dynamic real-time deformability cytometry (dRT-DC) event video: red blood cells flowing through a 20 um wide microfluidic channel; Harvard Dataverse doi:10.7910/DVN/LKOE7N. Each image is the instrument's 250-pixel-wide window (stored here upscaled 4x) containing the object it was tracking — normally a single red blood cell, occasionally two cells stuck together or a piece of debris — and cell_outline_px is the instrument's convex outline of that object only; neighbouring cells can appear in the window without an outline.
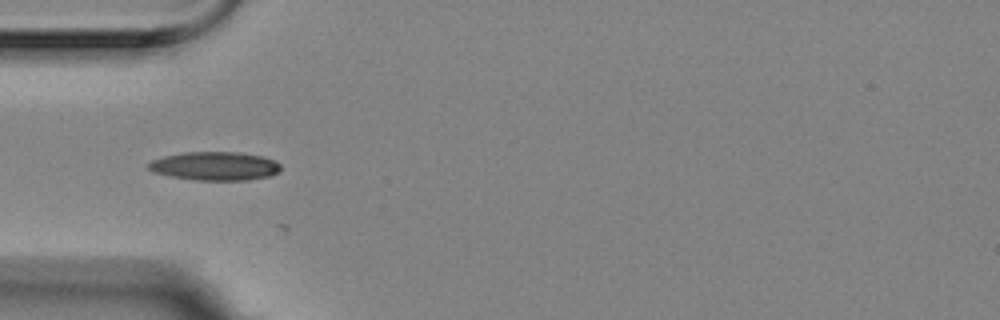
{"species": "Egyptian fruit bat (a non-hibernating species)", "species_latin": "Rousettus aegyptiacus", "temperature_condition": "room temperature", "stored_images_in_passage": 7, "camera_frame_rate_fps": 3000, "um_per_image_px": 0.085, "animal": {"sex": "female"}, "frame": {"image": 1, "passage_image": 3, "time_ms": 0.667, "image_size_px": [1000, 320], "cell_outline_px": [[280, 168], [276, 172], [268, 176], [248, 180], [196, 180], [172, 176], [152, 172], [148, 168], [148, 164], [152, 160], [164, 156], [184, 152], [240, 152], [260, 156], [272, 160], [280, 164]], "centroid_in_image_um": [18.23, 14.11], "position_along_channel_um": 66.8, "area_um2": 21.79}}
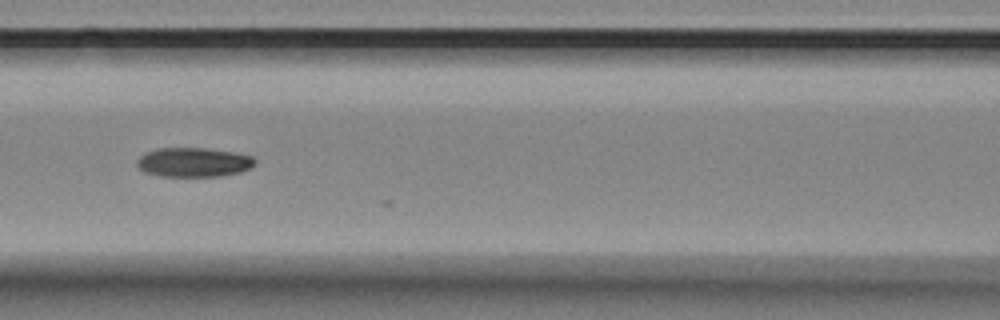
{"frame": {"image": 2, "passage_image": 5, "time_ms": 1.333, "image_size_px": [1000, 320], "cell_outline_px": [[256, 164], [252, 168], [240, 172], [220, 176], [160, 176], [144, 172], [136, 164], [136, 160], [140, 156], [156, 148], [204, 148], [232, 152], [252, 156], [256, 160]], "centroid_in_image_um": [16.47, 13.79], "position_along_channel_um": 150.1, "area_um2": 20.17}}
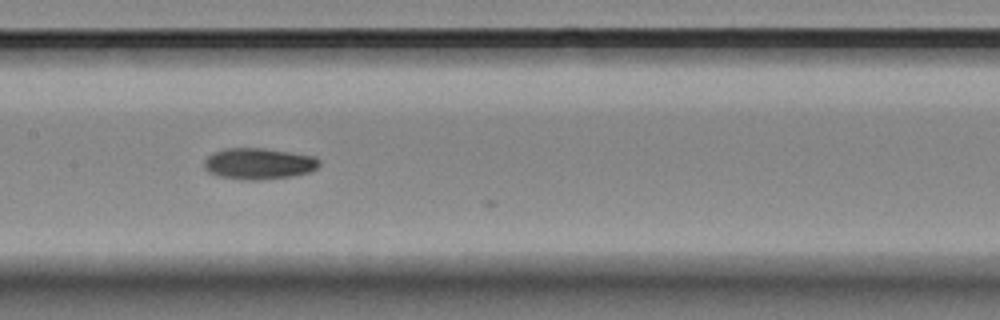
{"frame": {"image": 3, "passage_image": 6, "time_ms": 1.667, "image_size_px": [1000, 320], "cell_outline_px": [[320, 164], [316, 168], [308, 172], [292, 176], [256, 180], [248, 180], [220, 176], [208, 172], [204, 168], [204, 160], [212, 152], [224, 148], [264, 148], [312, 156], [320, 160]], "centroid_in_image_um": [21.95, 13.9], "position_along_channel_um": 185.5, "area_um2": 20.81}}